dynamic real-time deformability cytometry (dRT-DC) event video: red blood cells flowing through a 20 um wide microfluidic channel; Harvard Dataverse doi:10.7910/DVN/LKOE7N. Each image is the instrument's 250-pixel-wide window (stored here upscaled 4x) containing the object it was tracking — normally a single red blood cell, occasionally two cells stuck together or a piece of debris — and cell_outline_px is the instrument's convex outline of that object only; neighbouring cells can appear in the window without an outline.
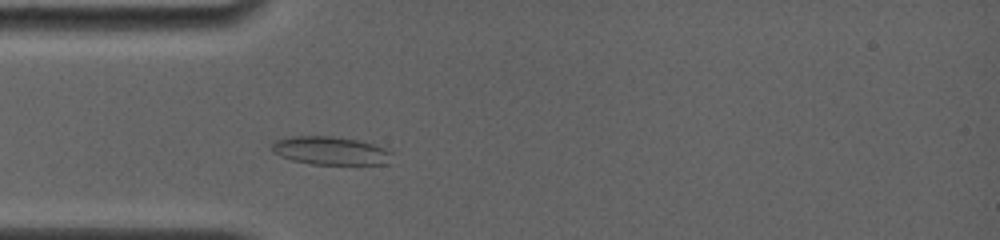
{"species": "common noctule bat (a hibernating species)", "species_latin": "Nyctalus noctula", "temperature_condition": "room temperature", "stored_images_in_passage": 52, "camera_frame_rate_fps": 4000, "um_per_image_px": 0.085, "animal": {"sex": "female", "body_mass_g": 19.0, "forearm_length_mm": 56.7}, "frame": {"image": 1, "passage_image": 11, "time_ms": 2.5, "image_size_px": [1000, 240], "cell_outline_px": [[392, 152], [388, 164], [312, 164], [292, 160], [280, 156], [272, 152], [272, 140], [292, 136], [332, 136], [356, 140], [372, 144], [384, 148]], "centroid_in_image_um": [28.04, 12.81], "position_along_channel_um": 57.0, "area_um2": 19.71}}
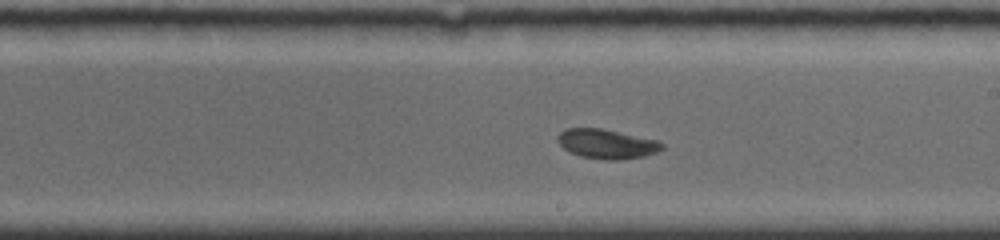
{"frame": {"image": 2, "passage_image": 30, "time_ms": 7.25, "image_size_px": [1000, 240], "cell_outline_px": [[664, 148], [656, 152], [644, 156], [616, 160], [608, 160], [580, 156], [568, 152], [556, 140], [556, 136], [560, 132], [568, 128], [600, 128], [660, 140], [664, 144]], "centroid_in_image_um": [51.58, 12.22], "position_along_channel_um": 237.4, "area_um2": 18.03}}
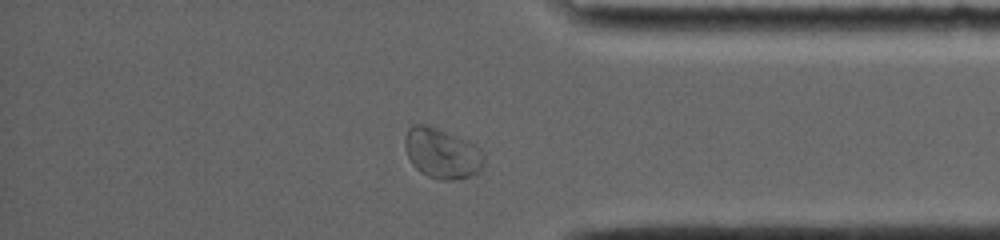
{"frame": {"image": 3, "passage_image": 47, "time_ms": 11.5, "image_size_px": [1000, 240], "cell_outline_px": [[484, 164], [480, 172], [476, 176], [452, 180], [440, 180], [428, 176], [420, 172], [412, 164], [408, 156], [404, 144], [404, 140], [408, 128], [412, 124], [424, 124], [436, 128], [468, 140], [480, 148], [484, 156]], "centroid_in_image_um": [37.59, 13.05], "position_along_channel_um": 397.6, "area_um2": 23.47}, "authors_computed_cell_mechanics": {"area_um2": 18.496, "velocity_mm_per_s": 3.8538, "shape_relaxation_time_tau1_ms": 4.9896, "shape_relaxation_time_tau2_ms": 1.6104, "deformation_change_tau1": 0.1371, "deformation_change_tau2": 0.0598}}